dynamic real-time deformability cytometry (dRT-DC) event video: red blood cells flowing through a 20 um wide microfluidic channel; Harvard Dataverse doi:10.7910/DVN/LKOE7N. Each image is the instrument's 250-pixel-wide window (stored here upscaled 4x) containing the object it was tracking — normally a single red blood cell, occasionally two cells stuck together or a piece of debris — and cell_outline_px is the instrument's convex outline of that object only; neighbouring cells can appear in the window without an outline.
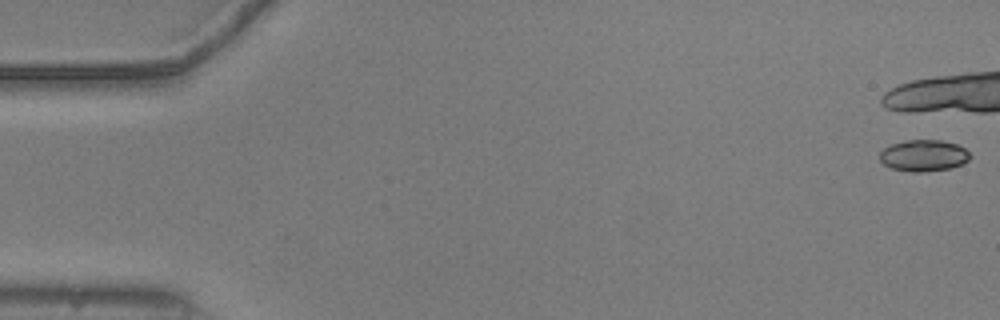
{"species": "common noctule bat (a hibernating species)", "species_latin": "Nyctalus noctula", "temperature_condition": "warm", "stored_images_in_passage": 7, "camera_frame_rate_fps": 3000, "um_per_image_px": 0.085, "animal": {"sex": "male", "body_mass_g": 20.5, "forearm_length_mm": 52.5}, "frame": {"image": 1, "passage_image": 1, "time_ms": 0.0, "image_size_px": [1000, 320], "cell_outline_px": [[972, 156], [968, 160], [952, 168], [924, 172], [912, 172], [892, 168], [884, 164], [880, 160], [880, 152], [884, 148], [892, 144], [904, 140], [940, 140], [956, 144], [964, 148]], "centroid_in_image_um": [78.51, 13.22], "position_along_channel_um": 6.5, "area_um2": 16.53}}